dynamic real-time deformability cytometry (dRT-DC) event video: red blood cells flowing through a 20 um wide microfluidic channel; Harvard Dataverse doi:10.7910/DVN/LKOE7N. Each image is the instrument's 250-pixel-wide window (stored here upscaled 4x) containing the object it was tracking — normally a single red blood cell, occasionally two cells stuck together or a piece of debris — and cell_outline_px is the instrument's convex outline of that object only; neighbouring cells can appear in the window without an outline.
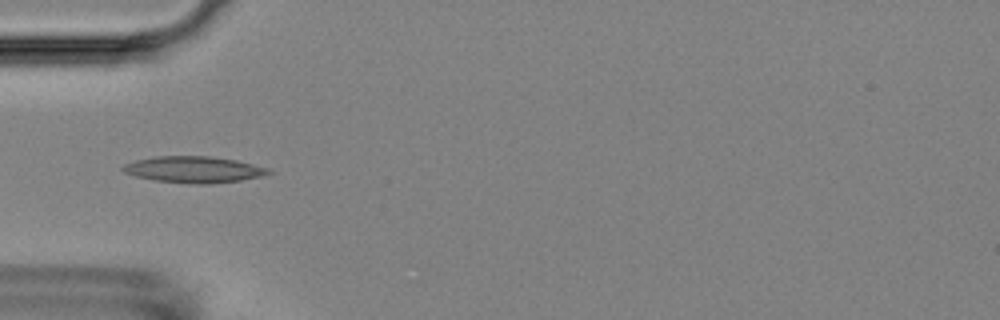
{"species": "Egyptian fruit bat (a non-hibernating species)", "species_latin": "Rousettus aegyptiacus", "temperature_condition": "room temperature", "stored_images_in_passage": 14, "camera_frame_rate_fps": 3000, "um_per_image_px": 0.085, "animal": {"sex": "female"}, "frame": {"image": 1, "passage_image": 4, "time_ms": 4.333, "image_size_px": [1000, 320], "cell_outline_px": [[276, 172], [260, 176], [240, 180], [212, 184], [192, 184], [152, 180], [136, 176], [124, 172], [120, 168], [124, 164], [136, 160], [156, 156], [208, 156], [236, 160], [268, 168]], "centroid_in_image_um": [16.46, 14.41], "position_along_channel_um": 68.5, "area_um2": 22.43}}
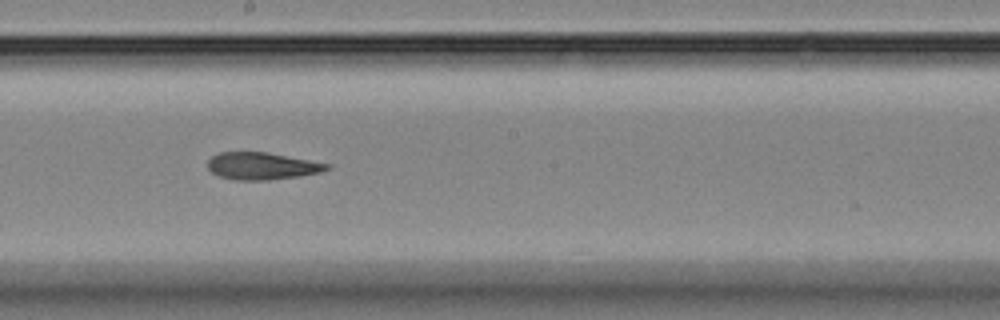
{"frame": {"image": 2, "passage_image": 8, "time_ms": 8.667, "image_size_px": [1000, 320], "cell_outline_px": [[332, 168], [320, 172], [300, 176], [268, 180], [232, 180], [220, 176], [212, 172], [208, 168], [208, 160], [216, 152], [268, 152], [332, 164]], "centroid_in_image_um": [22.29, 14.1], "position_along_channel_um": 225.9, "area_um2": 19.07}}
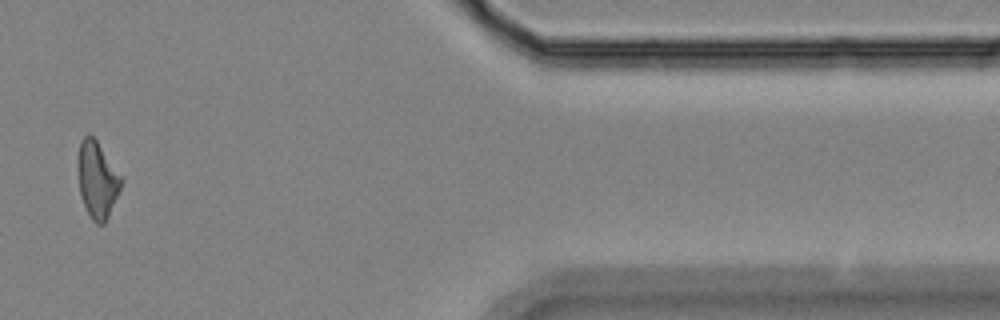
{"frame": {"image": 3, "passage_image": 13, "time_ms": 14.667, "image_size_px": [1000, 320], "cell_outline_px": [[124, 180], [108, 216], [104, 224], [96, 224], [92, 220], [84, 204], [80, 192], [76, 168], [76, 160], [80, 144], [84, 136], [92, 136], [96, 140], [124, 176]], "centroid_in_image_um": [8.27, 15.25], "position_along_channel_um": 403.1, "area_um2": 19.54}}